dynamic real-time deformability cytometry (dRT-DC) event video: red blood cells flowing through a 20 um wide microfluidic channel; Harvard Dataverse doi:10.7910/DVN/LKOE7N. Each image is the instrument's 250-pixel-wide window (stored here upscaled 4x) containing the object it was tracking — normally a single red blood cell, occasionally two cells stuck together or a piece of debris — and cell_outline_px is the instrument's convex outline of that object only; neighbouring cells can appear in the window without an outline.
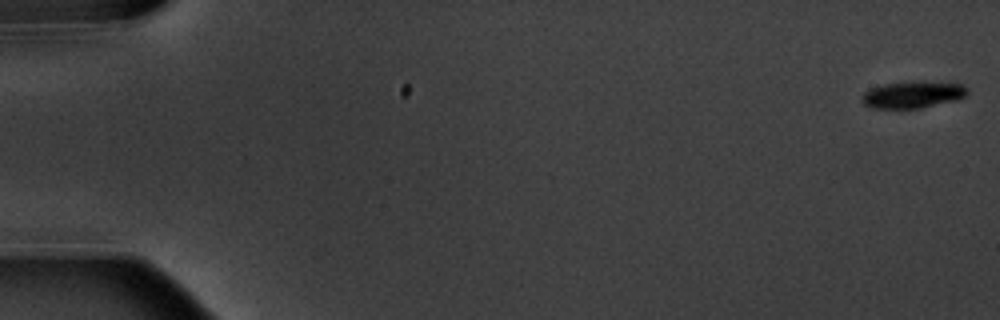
{"species": "common noctule bat (a hibernating species)", "species_latin": "Nyctalus noctula", "temperature_condition": "warm", "stored_images_in_passage": 7, "camera_frame_rate_fps": 3000, "um_per_image_px": 0.085, "animal": {"sex": "male", "body_mass_g": 20.1, "forearm_length_mm": 53.5}, "frame": {"image": 1, "passage_image": 1, "time_ms": 0.0, "image_size_px": [1000, 320], "cell_outline_px": [[968, 92], [964, 96], [956, 100], [920, 108], [872, 108], [864, 104], [860, 100], [864, 92], [872, 88], [884, 84], [964, 84], [968, 88]], "centroid_in_image_um": [77.54, 8.1], "position_along_channel_um": 7.5, "area_um2": 15.49}}
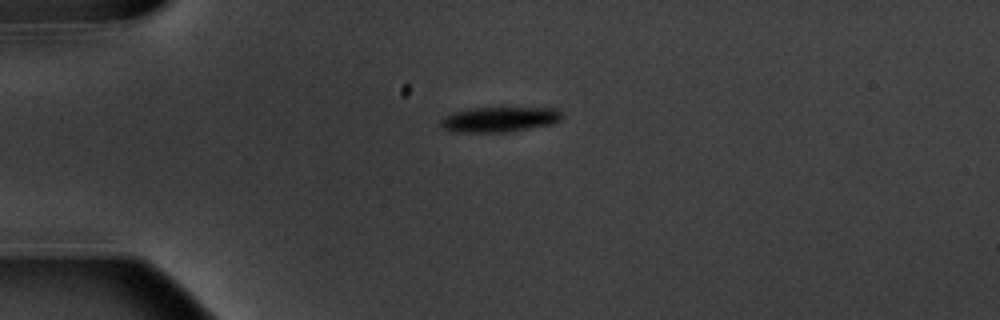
{"frame": {"image": 2, "passage_image": 5, "time_ms": 4.667, "image_size_px": [1000, 320], "cell_outline_px": [[564, 116], [560, 120], [552, 124], [508, 132], [448, 132], [440, 124], [440, 120], [456, 112], [472, 108], [556, 108]], "centroid_in_image_um": [42.48, 10.16], "position_along_channel_um": 42.5, "area_um2": 17.63}}